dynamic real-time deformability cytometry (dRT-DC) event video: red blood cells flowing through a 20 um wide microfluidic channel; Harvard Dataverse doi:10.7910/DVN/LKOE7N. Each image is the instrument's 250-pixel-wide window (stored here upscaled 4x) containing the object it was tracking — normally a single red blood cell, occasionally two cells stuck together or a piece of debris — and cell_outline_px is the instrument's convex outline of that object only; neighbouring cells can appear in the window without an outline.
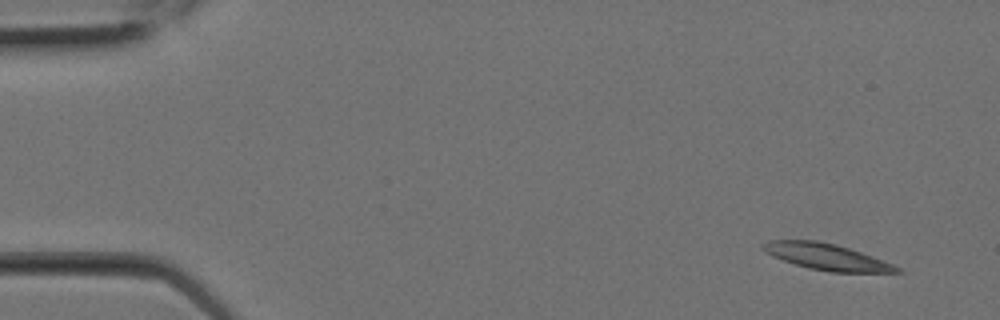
{"species": "Egyptian fruit bat (a non-hibernating species)", "species_latin": "Rousettus aegyptiacus", "temperature_condition": "room temperature", "stored_images_in_passage": 7, "camera_frame_rate_fps": 3000, "um_per_image_px": 0.085, "animal": {"sex": "female"}, "frame": {"image": 1, "passage_image": 1, "time_ms": 0.0, "image_size_px": [1000, 320], "cell_outline_px": [[904, 272], [832, 272], [808, 268], [772, 256], [764, 252], [760, 248], [760, 244], [768, 240], [816, 240], [836, 244], [872, 256], [892, 264], [900, 268]], "centroid_in_image_um": [70.2, 21.81], "position_along_channel_um": 14.8, "area_um2": 20.4}}
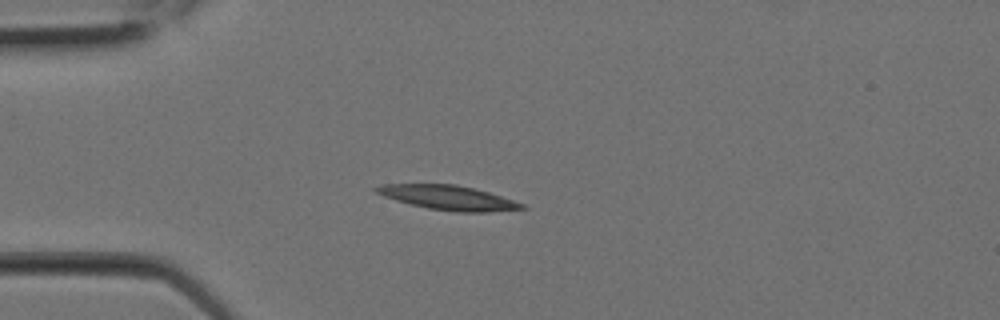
{"frame": {"image": 2, "passage_image": 5, "time_ms": 1.333, "image_size_px": [1000, 320], "cell_outline_px": [[528, 208], [488, 212], [456, 212], [428, 208], [396, 200], [384, 196], [376, 192], [372, 188], [384, 184], [456, 184], [488, 192], [524, 204]], "centroid_in_image_um": [38.1, 16.8], "position_along_channel_um": 46.9, "area_um2": 20.46}}
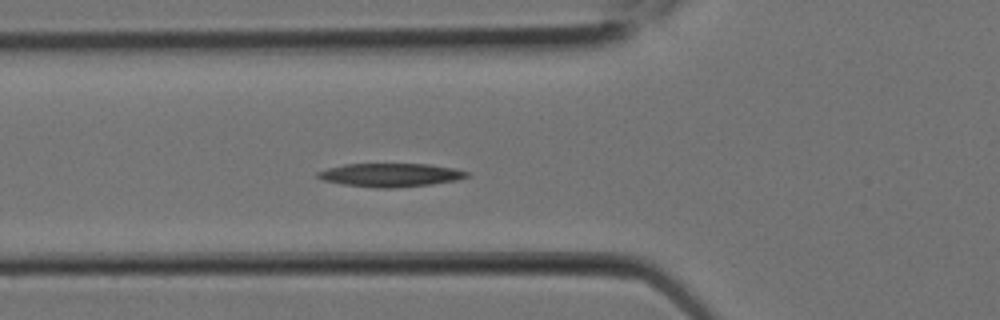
{"frame": {"image": 3, "passage_image": 7, "time_ms": 2.0, "image_size_px": [1000, 320], "cell_outline_px": [[468, 176], [456, 180], [432, 184], [396, 188], [376, 188], [344, 184], [324, 180], [316, 176], [316, 172], [328, 168], [344, 164], [428, 164], [456, 168], [468, 172]], "centroid_in_image_um": [33.2, 14.87], "position_along_channel_um": 92.6, "area_um2": 20.35}}